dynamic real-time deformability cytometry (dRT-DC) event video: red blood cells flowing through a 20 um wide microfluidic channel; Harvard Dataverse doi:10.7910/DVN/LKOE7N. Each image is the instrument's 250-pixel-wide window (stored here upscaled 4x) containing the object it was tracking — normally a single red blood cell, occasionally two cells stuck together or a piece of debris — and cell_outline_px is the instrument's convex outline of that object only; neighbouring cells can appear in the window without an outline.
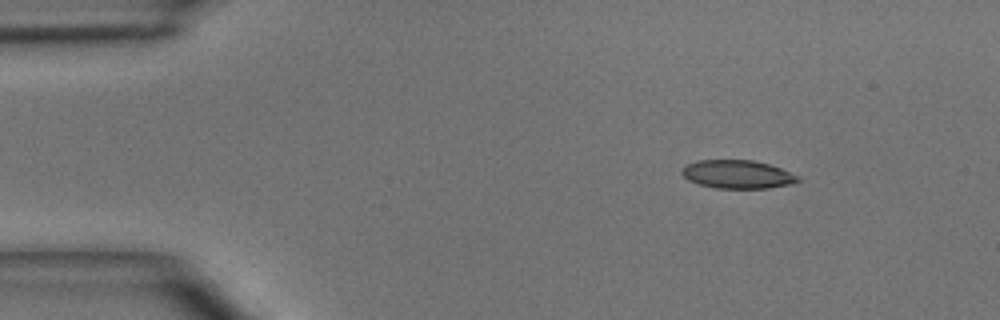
{"species": "common noctule bat (a hibernating species)", "species_latin": "Nyctalus noctula", "temperature_condition": "room temperature", "stored_images_in_passage": 3, "camera_frame_rate_fps": 3000, "um_per_image_px": 0.085, "animal": {"sex": "male", "body_mass_g": 15.6}, "frame": {"image": 1, "passage_image": 1, "time_ms": 0.0, "image_size_px": [1000, 320], "cell_outline_px": [[800, 180], [792, 184], [768, 188], [716, 188], [700, 184], [688, 180], [680, 172], [680, 168], [696, 160], [752, 160], [768, 164], [780, 168], [800, 176]], "centroid_in_image_um": [62.68, 14.81], "position_along_channel_um": 22.3, "area_um2": 19.19}}
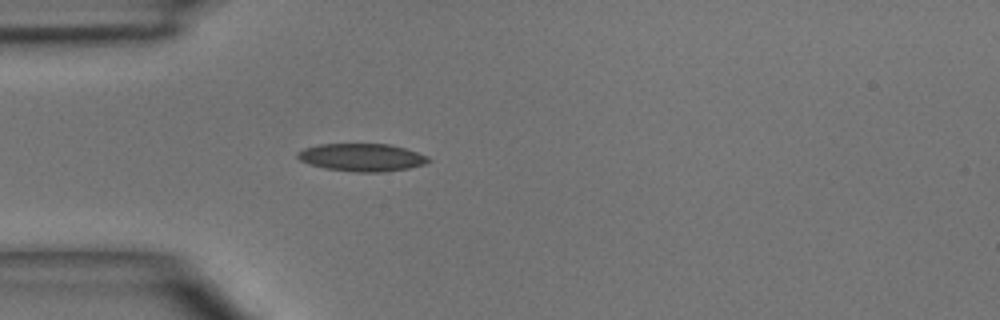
{"frame": {"image": 2, "passage_image": 3, "time_ms": 2.333, "image_size_px": [1000, 320], "cell_outline_px": [[432, 160], [424, 164], [408, 168], [384, 172], [356, 172], [324, 168], [308, 164], [300, 160], [296, 156], [296, 152], [304, 148], [320, 144], [388, 144], [404, 148], [428, 156]], "centroid_in_image_um": [30.73, 13.38], "position_along_channel_um": 54.3, "area_um2": 21.15}}